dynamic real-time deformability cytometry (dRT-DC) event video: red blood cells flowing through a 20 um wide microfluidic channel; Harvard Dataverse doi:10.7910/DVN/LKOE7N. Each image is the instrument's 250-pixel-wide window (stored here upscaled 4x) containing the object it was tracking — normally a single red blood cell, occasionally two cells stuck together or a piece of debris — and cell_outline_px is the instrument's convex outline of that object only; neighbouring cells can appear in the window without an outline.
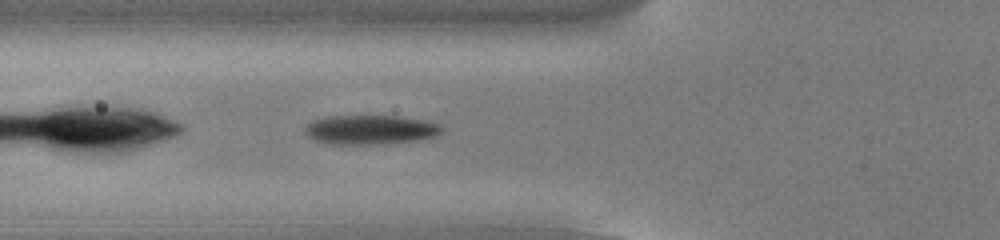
{"species": "common noctule bat (a hibernating species)", "species_latin": "Nyctalus noctula", "temperature_condition": "cold", "stored_images_in_passage": 34, "camera_frame_rate_fps": 3000, "um_per_image_px": 0.085, "animal": {"sex": "male", "body_mass_g": 13.0, "forearm_length_mm": 53.1}, "frame": {"image": 1, "passage_image": 4, "time_ms": 1.0, "image_size_px": [1000, 240], "cell_outline_px": [[444, 132], [436, 136], [416, 140], [380, 144], [332, 144], [312, 140], [304, 132], [304, 128], [312, 120], [328, 116], [400, 116], [424, 120], [440, 124], [444, 128]], "centroid_in_image_um": [31.49, 11.02], "position_along_channel_um": 94.3, "area_um2": 23.58}}
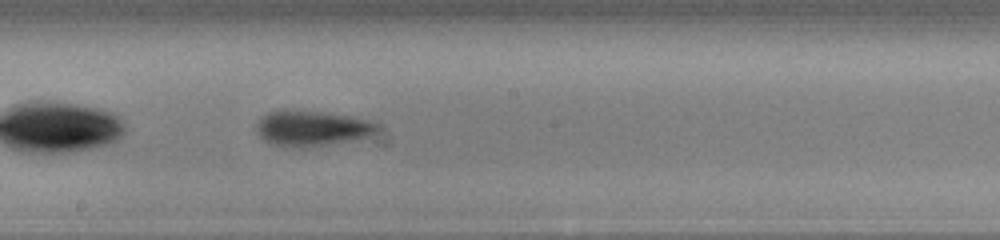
{"frame": {"image": 2, "passage_image": 14, "time_ms": 4.333, "image_size_px": [1000, 240], "cell_outline_px": [[380, 128], [368, 136], [352, 140], [304, 148], [268, 144], [260, 136], [256, 128], [256, 124], [268, 112], [280, 108], [284, 108], [320, 112], [352, 116], [368, 120], [380, 124]], "centroid_in_image_um": [26.48, 10.89], "position_along_channel_um": 221.7, "area_um2": 25.14}}
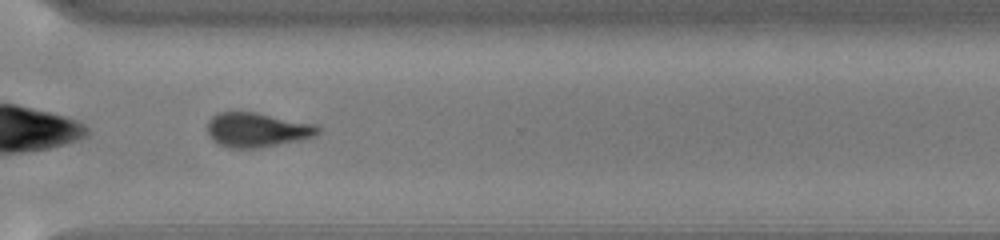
{"frame": {"image": 3, "passage_image": 24, "time_ms": 7.667, "image_size_px": [1000, 240], "cell_outline_px": [[320, 132], [316, 136], [300, 140], [256, 148], [228, 148], [212, 140], [208, 136], [208, 120], [212, 116], [220, 112], [256, 112], [320, 124]], "centroid_in_image_um": [21.89, 11.03], "position_along_channel_um": 348.7, "area_um2": 22.48}, "authors_computed_cell_mechanics": {"area_um2": 23.3512, "velocity_mm_per_s": 3.815, "shape_relaxation_time_tau1_ms": 2.4902, "shape_relaxation_time_tau2_ms": 8.1945, "deformation_change_tau1": 0.1158, "deformation_change_tau2": 0.1507}}